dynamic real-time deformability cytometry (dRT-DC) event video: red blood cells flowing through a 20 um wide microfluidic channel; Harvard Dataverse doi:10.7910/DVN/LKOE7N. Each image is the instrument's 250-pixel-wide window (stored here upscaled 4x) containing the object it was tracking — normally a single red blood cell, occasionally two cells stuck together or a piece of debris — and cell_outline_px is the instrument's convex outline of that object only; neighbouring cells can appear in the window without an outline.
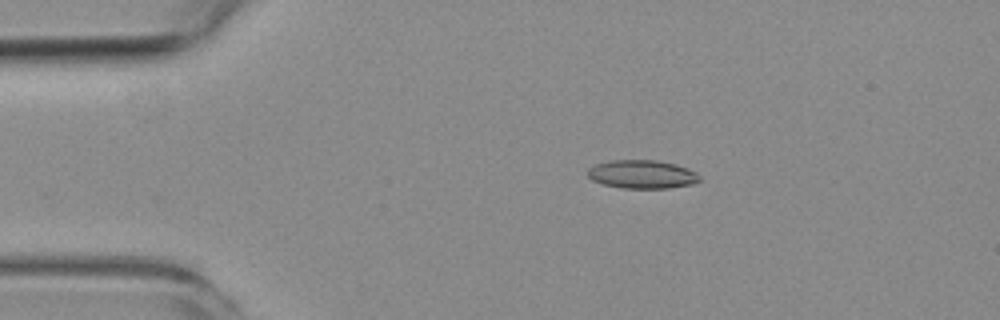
{"species": "common noctule bat (a hibernating species)", "species_latin": "Nyctalus noctula", "temperature_condition": "room temperature", "stored_images_in_passage": 6, "camera_frame_rate_fps": 3000, "um_per_image_px": 0.085, "animal": {"sex": "female", "body_mass_g": 19.3, "forearm_length_mm": 54.1}, "frame": {"image": 1, "passage_image": 2, "time_ms": 1.0, "image_size_px": [1000, 320], "cell_outline_px": [[700, 180], [692, 184], [668, 188], [620, 188], [604, 184], [592, 180], [588, 176], [588, 168], [596, 164], [612, 160], [656, 160], [676, 164], [688, 168], [696, 172], [700, 176]], "centroid_in_image_um": [54.59, 14.81], "position_along_channel_um": 30.4, "area_um2": 18.55}}
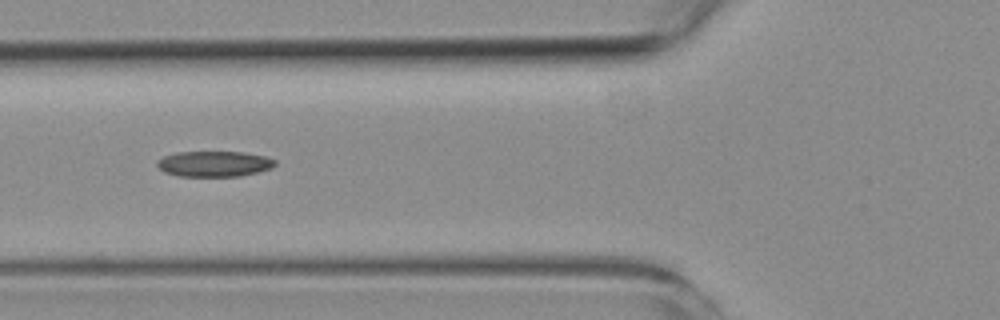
{"frame": {"image": 2, "passage_image": 5, "time_ms": 4.333, "image_size_px": [1000, 320], "cell_outline_px": [[276, 164], [272, 168], [240, 176], [176, 176], [164, 172], [156, 164], [156, 160], [164, 156], [176, 152], [244, 152], [264, 156], [276, 160]], "centroid_in_image_um": [18.18, 13.92], "position_along_channel_um": 107.6, "area_um2": 17.63}}
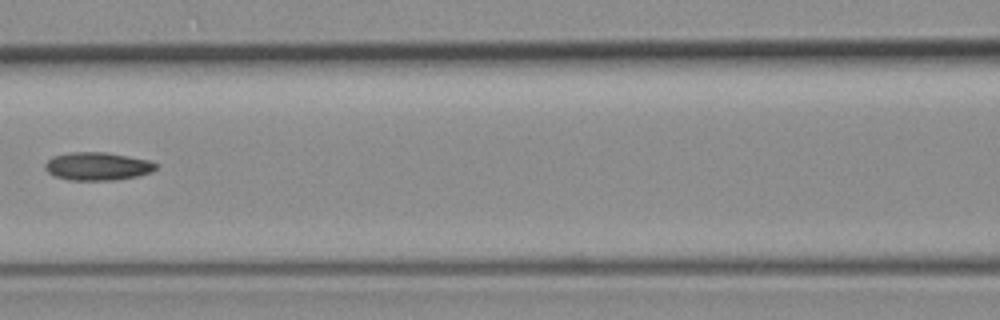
{"frame": {"image": 3, "passage_image": 6, "time_ms": 5.667, "image_size_px": [1000, 320], "cell_outline_px": [[160, 164], [152, 172], [136, 176], [116, 180], [68, 180], [56, 176], [48, 172], [44, 168], [44, 164], [52, 156], [68, 152], [104, 152], [128, 156], [148, 160]], "centroid_in_image_um": [8.28, 14.13], "position_along_channel_um": 158.3, "area_um2": 18.21}}